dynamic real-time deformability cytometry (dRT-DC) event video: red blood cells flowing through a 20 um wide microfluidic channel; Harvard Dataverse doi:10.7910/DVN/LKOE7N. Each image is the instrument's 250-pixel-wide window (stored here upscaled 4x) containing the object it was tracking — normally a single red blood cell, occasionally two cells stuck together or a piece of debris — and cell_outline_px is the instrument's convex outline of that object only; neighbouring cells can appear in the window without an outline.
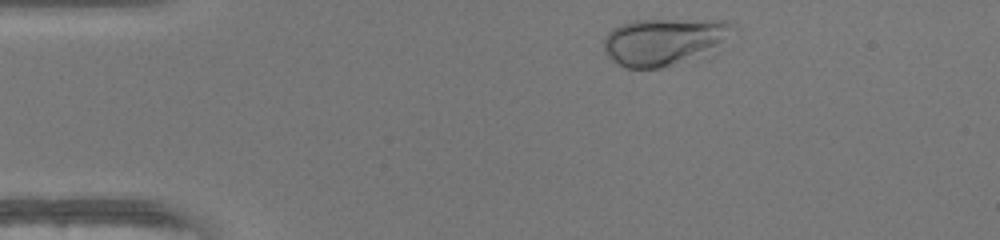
{"species": "human", "species_latin": "Homo sapiens", "temperature_condition": "warm", "stored_images_in_passage": 32, "camera_frame_rate_fps": 3000, "um_per_image_px": 0.085, "donor": {"sex": "female"}, "frame": {"image": 1, "passage_image": 1, "time_ms": 0.0, "image_size_px": [1000, 240], "cell_outline_px": [[736, 28], [720, 40], [672, 64], [660, 68], [624, 68], [612, 60], [608, 56], [604, 48], [604, 36], [612, 28], [620, 24], [636, 20], [724, 20], [736, 24]], "centroid_in_image_um": [56.24, 3.48], "position_along_channel_um": 28.8, "area_um2": 33.58}}
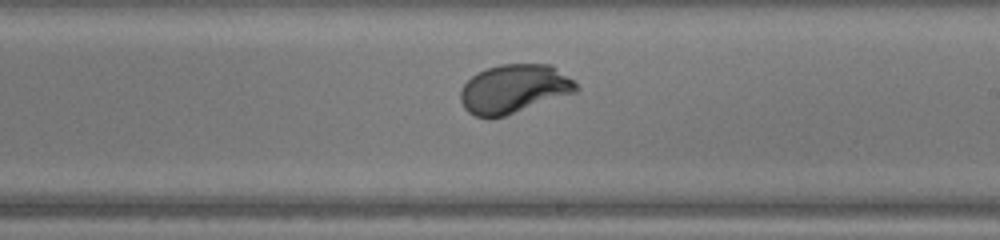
{"frame": {"image": 2, "passage_image": 21, "time_ms": 6.667, "image_size_px": [1000, 240], "cell_outline_px": [[580, 88], [576, 92], [504, 116], [476, 116], [468, 112], [464, 108], [460, 100], [460, 92], [464, 84], [476, 72], [500, 64], [552, 64], [572, 80]], "centroid_in_image_um": [43.68, 7.53], "position_along_channel_um": 245.3, "area_um2": 32.54}}
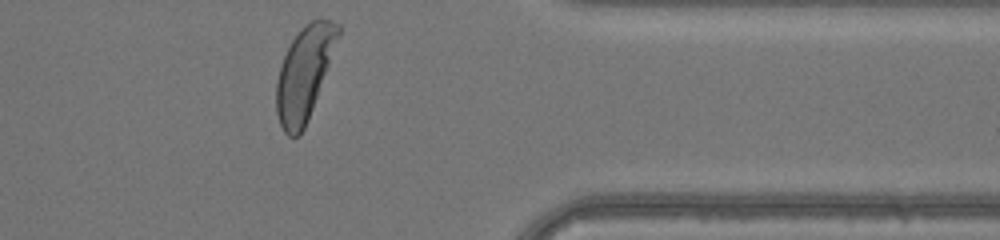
{"frame": {"image": 3, "passage_image": 32, "time_ms": 10.333, "image_size_px": [1000, 240], "cell_outline_px": [[340, 36], [308, 120], [300, 136], [288, 136], [284, 132], [280, 124], [276, 112], [276, 80], [284, 56], [292, 40], [300, 28], [304, 24], [320, 16], [340, 24]], "centroid_in_image_um": [25.88, 6.19], "position_along_channel_um": 385.5, "area_um2": 33.58}, "authors_computed_cell_mechanics": {"area_um2": 31.9345, "velocity_mm_per_s": 4.2417, "shape_relaxation_time_tau1_ms": 1.7649, "shape_relaxation_time_tau2_ms": null, "deformation_change_tau1": 0.158, "deformation_change_tau2": null}}